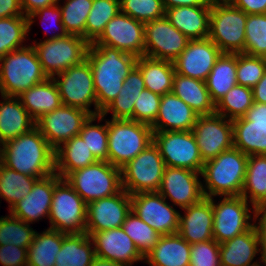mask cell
<instances>
[{"label": "cell", "instance_id": "6da1fadb", "mask_svg": "<svg viewBox=\"0 0 266 266\" xmlns=\"http://www.w3.org/2000/svg\"><path fill=\"white\" fill-rule=\"evenodd\" d=\"M86 58L91 64L100 114L119 94L138 57L116 48L90 44Z\"/></svg>", "mask_w": 266, "mask_h": 266}, {"label": "cell", "instance_id": "7a4b0ae2", "mask_svg": "<svg viewBox=\"0 0 266 266\" xmlns=\"http://www.w3.org/2000/svg\"><path fill=\"white\" fill-rule=\"evenodd\" d=\"M54 152L39 129L34 127L1 145L0 162L12 170L40 179L55 172Z\"/></svg>", "mask_w": 266, "mask_h": 266}, {"label": "cell", "instance_id": "3957f363", "mask_svg": "<svg viewBox=\"0 0 266 266\" xmlns=\"http://www.w3.org/2000/svg\"><path fill=\"white\" fill-rule=\"evenodd\" d=\"M248 157L233 146L206 161L201 171L204 197L241 195Z\"/></svg>", "mask_w": 266, "mask_h": 266}, {"label": "cell", "instance_id": "277c9868", "mask_svg": "<svg viewBox=\"0 0 266 266\" xmlns=\"http://www.w3.org/2000/svg\"><path fill=\"white\" fill-rule=\"evenodd\" d=\"M47 78L32 43L0 59V95L17 97Z\"/></svg>", "mask_w": 266, "mask_h": 266}, {"label": "cell", "instance_id": "5b68a950", "mask_svg": "<svg viewBox=\"0 0 266 266\" xmlns=\"http://www.w3.org/2000/svg\"><path fill=\"white\" fill-rule=\"evenodd\" d=\"M108 162L122 168L153 143L152 127L131 119H107Z\"/></svg>", "mask_w": 266, "mask_h": 266}, {"label": "cell", "instance_id": "8992f818", "mask_svg": "<svg viewBox=\"0 0 266 266\" xmlns=\"http://www.w3.org/2000/svg\"><path fill=\"white\" fill-rule=\"evenodd\" d=\"M247 14L228 0L211 2L208 38L222 53H244Z\"/></svg>", "mask_w": 266, "mask_h": 266}, {"label": "cell", "instance_id": "52a82bcc", "mask_svg": "<svg viewBox=\"0 0 266 266\" xmlns=\"http://www.w3.org/2000/svg\"><path fill=\"white\" fill-rule=\"evenodd\" d=\"M65 179L87 204L122 190L121 169L108 161L74 170Z\"/></svg>", "mask_w": 266, "mask_h": 266}, {"label": "cell", "instance_id": "ba28073f", "mask_svg": "<svg viewBox=\"0 0 266 266\" xmlns=\"http://www.w3.org/2000/svg\"><path fill=\"white\" fill-rule=\"evenodd\" d=\"M48 220L49 229L64 234L86 233L87 203L65 178L55 183Z\"/></svg>", "mask_w": 266, "mask_h": 266}, {"label": "cell", "instance_id": "9c48e42d", "mask_svg": "<svg viewBox=\"0 0 266 266\" xmlns=\"http://www.w3.org/2000/svg\"><path fill=\"white\" fill-rule=\"evenodd\" d=\"M214 198L211 197L213 236L218 244L233 239L255 224L257 210L241 195L221 196L219 202Z\"/></svg>", "mask_w": 266, "mask_h": 266}, {"label": "cell", "instance_id": "30bf717a", "mask_svg": "<svg viewBox=\"0 0 266 266\" xmlns=\"http://www.w3.org/2000/svg\"><path fill=\"white\" fill-rule=\"evenodd\" d=\"M33 41L32 46L48 78L84 61L90 45L84 38L69 34L52 40Z\"/></svg>", "mask_w": 266, "mask_h": 266}, {"label": "cell", "instance_id": "8fae6325", "mask_svg": "<svg viewBox=\"0 0 266 266\" xmlns=\"http://www.w3.org/2000/svg\"><path fill=\"white\" fill-rule=\"evenodd\" d=\"M164 169V160L153 142L121 168L122 189L130 195L158 192Z\"/></svg>", "mask_w": 266, "mask_h": 266}, {"label": "cell", "instance_id": "7c38bea8", "mask_svg": "<svg viewBox=\"0 0 266 266\" xmlns=\"http://www.w3.org/2000/svg\"><path fill=\"white\" fill-rule=\"evenodd\" d=\"M62 105L81 108L91 115L98 114L96 91L91 64L86 58L53 77ZM93 105L94 110L91 109Z\"/></svg>", "mask_w": 266, "mask_h": 266}, {"label": "cell", "instance_id": "4fadbf2b", "mask_svg": "<svg viewBox=\"0 0 266 266\" xmlns=\"http://www.w3.org/2000/svg\"><path fill=\"white\" fill-rule=\"evenodd\" d=\"M153 142L159 148L165 166L202 171L203 160L191 131H153Z\"/></svg>", "mask_w": 266, "mask_h": 266}, {"label": "cell", "instance_id": "5bb4252c", "mask_svg": "<svg viewBox=\"0 0 266 266\" xmlns=\"http://www.w3.org/2000/svg\"><path fill=\"white\" fill-rule=\"evenodd\" d=\"M131 211L160 235L178 233L180 212L159 192L132 194Z\"/></svg>", "mask_w": 266, "mask_h": 266}, {"label": "cell", "instance_id": "9a60e30c", "mask_svg": "<svg viewBox=\"0 0 266 266\" xmlns=\"http://www.w3.org/2000/svg\"><path fill=\"white\" fill-rule=\"evenodd\" d=\"M192 133L204 163L233 147L232 120L217 113L198 116Z\"/></svg>", "mask_w": 266, "mask_h": 266}, {"label": "cell", "instance_id": "2e32d148", "mask_svg": "<svg viewBox=\"0 0 266 266\" xmlns=\"http://www.w3.org/2000/svg\"><path fill=\"white\" fill-rule=\"evenodd\" d=\"M144 56L173 62L186 48L188 41L164 16L144 23Z\"/></svg>", "mask_w": 266, "mask_h": 266}, {"label": "cell", "instance_id": "e0dca14e", "mask_svg": "<svg viewBox=\"0 0 266 266\" xmlns=\"http://www.w3.org/2000/svg\"><path fill=\"white\" fill-rule=\"evenodd\" d=\"M91 45H104L136 57L144 56V23L119 12L105 26Z\"/></svg>", "mask_w": 266, "mask_h": 266}, {"label": "cell", "instance_id": "ac0fdd59", "mask_svg": "<svg viewBox=\"0 0 266 266\" xmlns=\"http://www.w3.org/2000/svg\"><path fill=\"white\" fill-rule=\"evenodd\" d=\"M90 115L81 108L61 105L39 118L36 127L55 150L64 142L79 135Z\"/></svg>", "mask_w": 266, "mask_h": 266}, {"label": "cell", "instance_id": "d6986e66", "mask_svg": "<svg viewBox=\"0 0 266 266\" xmlns=\"http://www.w3.org/2000/svg\"><path fill=\"white\" fill-rule=\"evenodd\" d=\"M232 125L234 147L248 156L266 155V104L254 102Z\"/></svg>", "mask_w": 266, "mask_h": 266}, {"label": "cell", "instance_id": "ffe728a7", "mask_svg": "<svg viewBox=\"0 0 266 266\" xmlns=\"http://www.w3.org/2000/svg\"><path fill=\"white\" fill-rule=\"evenodd\" d=\"M200 176V172L165 166L158 192L173 206L183 209L204 197Z\"/></svg>", "mask_w": 266, "mask_h": 266}, {"label": "cell", "instance_id": "44dd1931", "mask_svg": "<svg viewBox=\"0 0 266 266\" xmlns=\"http://www.w3.org/2000/svg\"><path fill=\"white\" fill-rule=\"evenodd\" d=\"M131 212V195L124 189L87 204L86 233L120 228Z\"/></svg>", "mask_w": 266, "mask_h": 266}, {"label": "cell", "instance_id": "7402d4cb", "mask_svg": "<svg viewBox=\"0 0 266 266\" xmlns=\"http://www.w3.org/2000/svg\"><path fill=\"white\" fill-rule=\"evenodd\" d=\"M221 54L209 38L189 40L184 51L173 61L175 73L205 81Z\"/></svg>", "mask_w": 266, "mask_h": 266}, {"label": "cell", "instance_id": "603a6c76", "mask_svg": "<svg viewBox=\"0 0 266 266\" xmlns=\"http://www.w3.org/2000/svg\"><path fill=\"white\" fill-rule=\"evenodd\" d=\"M60 178L54 172L37 179L32 190L22 200L13 205L8 213L29 224L39 222L45 217V219H48L55 183Z\"/></svg>", "mask_w": 266, "mask_h": 266}, {"label": "cell", "instance_id": "cb8c5ba5", "mask_svg": "<svg viewBox=\"0 0 266 266\" xmlns=\"http://www.w3.org/2000/svg\"><path fill=\"white\" fill-rule=\"evenodd\" d=\"M95 255L107 260L133 266L134 263H144V257L137 250L132 239L122 227L94 232L90 235Z\"/></svg>", "mask_w": 266, "mask_h": 266}, {"label": "cell", "instance_id": "d4e9b609", "mask_svg": "<svg viewBox=\"0 0 266 266\" xmlns=\"http://www.w3.org/2000/svg\"><path fill=\"white\" fill-rule=\"evenodd\" d=\"M179 214L178 234L189 244L206 242L213 236V207L211 198L203 197L199 202L183 208Z\"/></svg>", "mask_w": 266, "mask_h": 266}, {"label": "cell", "instance_id": "484cf974", "mask_svg": "<svg viewBox=\"0 0 266 266\" xmlns=\"http://www.w3.org/2000/svg\"><path fill=\"white\" fill-rule=\"evenodd\" d=\"M199 115L173 92L161 96L153 131H191Z\"/></svg>", "mask_w": 266, "mask_h": 266}, {"label": "cell", "instance_id": "4316f807", "mask_svg": "<svg viewBox=\"0 0 266 266\" xmlns=\"http://www.w3.org/2000/svg\"><path fill=\"white\" fill-rule=\"evenodd\" d=\"M219 254L221 266H262L260 259L254 261V258L260 255V240L256 225L221 243Z\"/></svg>", "mask_w": 266, "mask_h": 266}, {"label": "cell", "instance_id": "83f0119b", "mask_svg": "<svg viewBox=\"0 0 266 266\" xmlns=\"http://www.w3.org/2000/svg\"><path fill=\"white\" fill-rule=\"evenodd\" d=\"M211 5L181 6L165 10V17L190 40L209 35Z\"/></svg>", "mask_w": 266, "mask_h": 266}, {"label": "cell", "instance_id": "f1b7e54d", "mask_svg": "<svg viewBox=\"0 0 266 266\" xmlns=\"http://www.w3.org/2000/svg\"><path fill=\"white\" fill-rule=\"evenodd\" d=\"M1 98L0 145L36 127V121L28 114L18 97L1 95Z\"/></svg>", "mask_w": 266, "mask_h": 266}, {"label": "cell", "instance_id": "f546056e", "mask_svg": "<svg viewBox=\"0 0 266 266\" xmlns=\"http://www.w3.org/2000/svg\"><path fill=\"white\" fill-rule=\"evenodd\" d=\"M191 244L178 233L161 235L158 243L144 257L149 266H189Z\"/></svg>", "mask_w": 266, "mask_h": 266}, {"label": "cell", "instance_id": "4dcf8cb0", "mask_svg": "<svg viewBox=\"0 0 266 266\" xmlns=\"http://www.w3.org/2000/svg\"><path fill=\"white\" fill-rule=\"evenodd\" d=\"M17 97L35 121L62 105L60 94L53 78H47L45 81L23 91Z\"/></svg>", "mask_w": 266, "mask_h": 266}, {"label": "cell", "instance_id": "1f68e13d", "mask_svg": "<svg viewBox=\"0 0 266 266\" xmlns=\"http://www.w3.org/2000/svg\"><path fill=\"white\" fill-rule=\"evenodd\" d=\"M55 173L65 178L70 172L87 167L98 160L80 135L61 144L54 152Z\"/></svg>", "mask_w": 266, "mask_h": 266}, {"label": "cell", "instance_id": "d6a6232c", "mask_svg": "<svg viewBox=\"0 0 266 266\" xmlns=\"http://www.w3.org/2000/svg\"><path fill=\"white\" fill-rule=\"evenodd\" d=\"M172 92L190 106L199 116L215 113L205 81L175 73Z\"/></svg>", "mask_w": 266, "mask_h": 266}, {"label": "cell", "instance_id": "836d02e7", "mask_svg": "<svg viewBox=\"0 0 266 266\" xmlns=\"http://www.w3.org/2000/svg\"><path fill=\"white\" fill-rule=\"evenodd\" d=\"M143 76L135 66L124 79L123 85L116 98L101 112L105 117L111 113V119L133 120V110L136 98L145 90Z\"/></svg>", "mask_w": 266, "mask_h": 266}, {"label": "cell", "instance_id": "e575fe53", "mask_svg": "<svg viewBox=\"0 0 266 266\" xmlns=\"http://www.w3.org/2000/svg\"><path fill=\"white\" fill-rule=\"evenodd\" d=\"M136 67L143 76L147 90L161 96L172 92L175 75L173 62L141 56L137 59Z\"/></svg>", "mask_w": 266, "mask_h": 266}, {"label": "cell", "instance_id": "d590c367", "mask_svg": "<svg viewBox=\"0 0 266 266\" xmlns=\"http://www.w3.org/2000/svg\"><path fill=\"white\" fill-rule=\"evenodd\" d=\"M241 196L256 210L266 206V155H250Z\"/></svg>", "mask_w": 266, "mask_h": 266}, {"label": "cell", "instance_id": "8d00e7d4", "mask_svg": "<svg viewBox=\"0 0 266 266\" xmlns=\"http://www.w3.org/2000/svg\"><path fill=\"white\" fill-rule=\"evenodd\" d=\"M95 256L93 241L87 233L67 234L56 254L55 266H90Z\"/></svg>", "mask_w": 266, "mask_h": 266}, {"label": "cell", "instance_id": "74e56055", "mask_svg": "<svg viewBox=\"0 0 266 266\" xmlns=\"http://www.w3.org/2000/svg\"><path fill=\"white\" fill-rule=\"evenodd\" d=\"M66 235L49 228L42 233L36 231L27 249V266H55L56 254L61 250Z\"/></svg>", "mask_w": 266, "mask_h": 266}, {"label": "cell", "instance_id": "f35d334b", "mask_svg": "<svg viewBox=\"0 0 266 266\" xmlns=\"http://www.w3.org/2000/svg\"><path fill=\"white\" fill-rule=\"evenodd\" d=\"M212 101L216 104L237 84L236 54L222 53L205 80Z\"/></svg>", "mask_w": 266, "mask_h": 266}, {"label": "cell", "instance_id": "ab89813d", "mask_svg": "<svg viewBox=\"0 0 266 266\" xmlns=\"http://www.w3.org/2000/svg\"><path fill=\"white\" fill-rule=\"evenodd\" d=\"M37 179L12 170L0 162V199L3 198L8 203V210L32 190Z\"/></svg>", "mask_w": 266, "mask_h": 266}, {"label": "cell", "instance_id": "60d3db41", "mask_svg": "<svg viewBox=\"0 0 266 266\" xmlns=\"http://www.w3.org/2000/svg\"><path fill=\"white\" fill-rule=\"evenodd\" d=\"M103 121L105 124L100 123ZM79 135L98 161H108L107 119L103 114L90 115L84 122Z\"/></svg>", "mask_w": 266, "mask_h": 266}, {"label": "cell", "instance_id": "b9f144b4", "mask_svg": "<svg viewBox=\"0 0 266 266\" xmlns=\"http://www.w3.org/2000/svg\"><path fill=\"white\" fill-rule=\"evenodd\" d=\"M253 103L252 88L236 84L215 104V113L234 120L243 117Z\"/></svg>", "mask_w": 266, "mask_h": 266}, {"label": "cell", "instance_id": "7bdbcfd3", "mask_svg": "<svg viewBox=\"0 0 266 266\" xmlns=\"http://www.w3.org/2000/svg\"><path fill=\"white\" fill-rule=\"evenodd\" d=\"M28 35V19L25 15L1 18L0 59L9 52L26 47L24 42Z\"/></svg>", "mask_w": 266, "mask_h": 266}, {"label": "cell", "instance_id": "ee69618b", "mask_svg": "<svg viewBox=\"0 0 266 266\" xmlns=\"http://www.w3.org/2000/svg\"><path fill=\"white\" fill-rule=\"evenodd\" d=\"M120 12V0H93L85 25V40L91 44L103 32L106 24Z\"/></svg>", "mask_w": 266, "mask_h": 266}, {"label": "cell", "instance_id": "f6af8a7d", "mask_svg": "<svg viewBox=\"0 0 266 266\" xmlns=\"http://www.w3.org/2000/svg\"><path fill=\"white\" fill-rule=\"evenodd\" d=\"M59 2L62 23L67 33L85 39V25L93 0H59Z\"/></svg>", "mask_w": 266, "mask_h": 266}, {"label": "cell", "instance_id": "bcb514c9", "mask_svg": "<svg viewBox=\"0 0 266 266\" xmlns=\"http://www.w3.org/2000/svg\"><path fill=\"white\" fill-rule=\"evenodd\" d=\"M123 231L132 239L137 250L145 257L158 243L161 235L142 221L134 212H130L123 225Z\"/></svg>", "mask_w": 266, "mask_h": 266}, {"label": "cell", "instance_id": "7dc6e473", "mask_svg": "<svg viewBox=\"0 0 266 266\" xmlns=\"http://www.w3.org/2000/svg\"><path fill=\"white\" fill-rule=\"evenodd\" d=\"M35 230L10 213L0 217V245L12 244L27 248L33 242Z\"/></svg>", "mask_w": 266, "mask_h": 266}, {"label": "cell", "instance_id": "c3c4849f", "mask_svg": "<svg viewBox=\"0 0 266 266\" xmlns=\"http://www.w3.org/2000/svg\"><path fill=\"white\" fill-rule=\"evenodd\" d=\"M244 53L266 58V13L247 15Z\"/></svg>", "mask_w": 266, "mask_h": 266}, {"label": "cell", "instance_id": "681fc988", "mask_svg": "<svg viewBox=\"0 0 266 266\" xmlns=\"http://www.w3.org/2000/svg\"><path fill=\"white\" fill-rule=\"evenodd\" d=\"M266 70V58L245 53L236 54L237 84L253 88L263 77Z\"/></svg>", "mask_w": 266, "mask_h": 266}, {"label": "cell", "instance_id": "f907efd6", "mask_svg": "<svg viewBox=\"0 0 266 266\" xmlns=\"http://www.w3.org/2000/svg\"><path fill=\"white\" fill-rule=\"evenodd\" d=\"M120 12L143 23L165 16L162 0H120Z\"/></svg>", "mask_w": 266, "mask_h": 266}, {"label": "cell", "instance_id": "816d5d0a", "mask_svg": "<svg viewBox=\"0 0 266 266\" xmlns=\"http://www.w3.org/2000/svg\"><path fill=\"white\" fill-rule=\"evenodd\" d=\"M40 19V22L44 25H46V27L49 25V27L51 28L52 26H54V29H56L57 31H55L53 34H51L50 36L46 37L44 40H52V39H57V38H62L68 35L67 31L65 30L64 24L62 23V16H61V9L59 7V4L56 3L54 5L48 6V7H44L41 8L39 10H36L35 12L31 13L30 15L27 16L28 19V32H30L31 30V26L33 23H35V19ZM45 28V35H48V33L50 32V28L47 29L45 26H43ZM53 29V27H52ZM51 29V30H52ZM59 29V31H58ZM54 31V30H53ZM52 32V31H51ZM57 32V33H56Z\"/></svg>", "mask_w": 266, "mask_h": 266}, {"label": "cell", "instance_id": "f5cc1de1", "mask_svg": "<svg viewBox=\"0 0 266 266\" xmlns=\"http://www.w3.org/2000/svg\"><path fill=\"white\" fill-rule=\"evenodd\" d=\"M161 95L150 90H143L136 98L133 110V120L152 126L158 115Z\"/></svg>", "mask_w": 266, "mask_h": 266}, {"label": "cell", "instance_id": "db71d44e", "mask_svg": "<svg viewBox=\"0 0 266 266\" xmlns=\"http://www.w3.org/2000/svg\"><path fill=\"white\" fill-rule=\"evenodd\" d=\"M220 244L214 239L191 244L189 266H221Z\"/></svg>", "mask_w": 266, "mask_h": 266}, {"label": "cell", "instance_id": "11a10c76", "mask_svg": "<svg viewBox=\"0 0 266 266\" xmlns=\"http://www.w3.org/2000/svg\"><path fill=\"white\" fill-rule=\"evenodd\" d=\"M0 264L2 266H27V248L12 244L0 245Z\"/></svg>", "mask_w": 266, "mask_h": 266}, {"label": "cell", "instance_id": "9f6ffc18", "mask_svg": "<svg viewBox=\"0 0 266 266\" xmlns=\"http://www.w3.org/2000/svg\"><path fill=\"white\" fill-rule=\"evenodd\" d=\"M233 6L249 14L266 13V0H228Z\"/></svg>", "mask_w": 266, "mask_h": 266}, {"label": "cell", "instance_id": "6f0895ef", "mask_svg": "<svg viewBox=\"0 0 266 266\" xmlns=\"http://www.w3.org/2000/svg\"><path fill=\"white\" fill-rule=\"evenodd\" d=\"M23 15L20 0H0V19Z\"/></svg>", "mask_w": 266, "mask_h": 266}, {"label": "cell", "instance_id": "680465c9", "mask_svg": "<svg viewBox=\"0 0 266 266\" xmlns=\"http://www.w3.org/2000/svg\"><path fill=\"white\" fill-rule=\"evenodd\" d=\"M20 2L24 15L27 17L36 10L58 3L59 0H20Z\"/></svg>", "mask_w": 266, "mask_h": 266}, {"label": "cell", "instance_id": "91938a15", "mask_svg": "<svg viewBox=\"0 0 266 266\" xmlns=\"http://www.w3.org/2000/svg\"><path fill=\"white\" fill-rule=\"evenodd\" d=\"M164 9L181 7V6H199L211 5L210 0H162Z\"/></svg>", "mask_w": 266, "mask_h": 266}, {"label": "cell", "instance_id": "94428289", "mask_svg": "<svg viewBox=\"0 0 266 266\" xmlns=\"http://www.w3.org/2000/svg\"><path fill=\"white\" fill-rule=\"evenodd\" d=\"M254 102L266 104V70L262 79L252 88Z\"/></svg>", "mask_w": 266, "mask_h": 266}, {"label": "cell", "instance_id": "6125c7cd", "mask_svg": "<svg viewBox=\"0 0 266 266\" xmlns=\"http://www.w3.org/2000/svg\"><path fill=\"white\" fill-rule=\"evenodd\" d=\"M255 225L258 233H266V206L257 210Z\"/></svg>", "mask_w": 266, "mask_h": 266}, {"label": "cell", "instance_id": "be15d7a7", "mask_svg": "<svg viewBox=\"0 0 266 266\" xmlns=\"http://www.w3.org/2000/svg\"><path fill=\"white\" fill-rule=\"evenodd\" d=\"M90 266H125L122 263L107 260L98 256H95Z\"/></svg>", "mask_w": 266, "mask_h": 266}, {"label": "cell", "instance_id": "e7e4bbea", "mask_svg": "<svg viewBox=\"0 0 266 266\" xmlns=\"http://www.w3.org/2000/svg\"><path fill=\"white\" fill-rule=\"evenodd\" d=\"M260 240V260L266 266V233H258Z\"/></svg>", "mask_w": 266, "mask_h": 266}]
</instances>
